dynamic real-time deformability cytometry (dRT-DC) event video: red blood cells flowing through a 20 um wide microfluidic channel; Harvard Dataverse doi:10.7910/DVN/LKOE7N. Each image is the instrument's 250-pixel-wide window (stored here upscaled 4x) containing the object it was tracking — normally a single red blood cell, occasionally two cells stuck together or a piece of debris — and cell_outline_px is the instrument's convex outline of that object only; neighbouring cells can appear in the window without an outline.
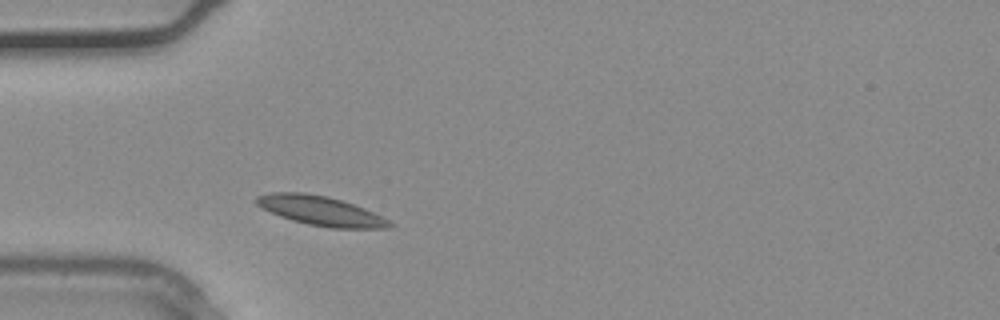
{"species": "common noctule bat (a hibernating species)", "species_latin": "Nyctalus noctula", "temperature_condition": "warm", "stored_images_in_passage": 1, "camera_frame_rate_fps": 3000, "um_per_image_px": 0.085, "animal": {"sex": "male", "body_mass_g": 20.4}, "frame": {"image": 1, "passage_image": 1, "time_ms": 0.0, "image_size_px": [1000, 320], "cell_outline_px": [[396, 224], [388, 228], [332, 228], [308, 224], [292, 220], [280, 216], [256, 204], [256, 196], [272, 192], [304, 192], [328, 196], [364, 208]], "centroid_in_image_um": [27.26, 17.91], "position_along_channel_um": 57.7, "area_um2": 22.54}}